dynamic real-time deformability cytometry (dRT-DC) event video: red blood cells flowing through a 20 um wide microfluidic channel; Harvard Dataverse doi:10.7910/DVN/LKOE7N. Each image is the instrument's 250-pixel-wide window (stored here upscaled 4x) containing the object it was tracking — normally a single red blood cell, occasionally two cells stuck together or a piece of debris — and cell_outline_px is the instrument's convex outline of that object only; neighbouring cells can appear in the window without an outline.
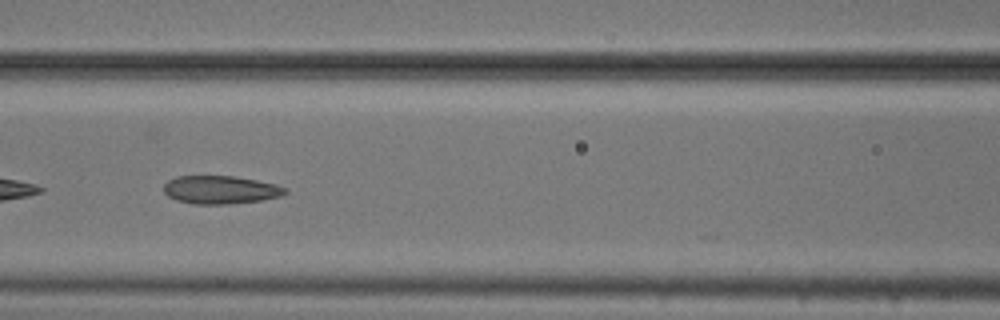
{"species": "common noctule bat (a hibernating species)", "species_latin": "Nyctalus noctula", "temperature_condition": "cold", "stored_images_in_passage": 33, "camera_frame_rate_fps": 3000, "um_per_image_px": 0.085, "animal": {"sex": "male", "body_mass_g": 20.5, "forearm_length_mm": 52.5}, "frame": {"image": 1, "passage_image": 23, "time_ms": 7.333, "image_size_px": [1000, 320], "cell_outline_px": [[288, 192], [284, 196], [264, 200], [228, 204], [192, 204], [176, 200], [168, 196], [164, 192], [164, 184], [168, 180], [176, 176], [232, 176], [256, 180], [276, 184], [288, 188]], "centroid_in_image_um": [18.78, 16.14], "position_along_channel_um": 147.8, "area_um2": 20.17}}